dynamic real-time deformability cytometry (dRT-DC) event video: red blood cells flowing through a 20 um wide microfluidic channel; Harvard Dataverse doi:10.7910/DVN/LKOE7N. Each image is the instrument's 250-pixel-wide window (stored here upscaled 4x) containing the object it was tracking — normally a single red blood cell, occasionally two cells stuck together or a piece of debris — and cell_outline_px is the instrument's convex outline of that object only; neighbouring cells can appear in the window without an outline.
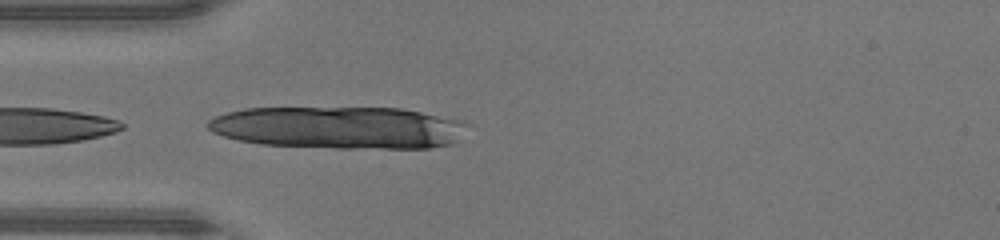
{"species": "human", "species_latin": "Homo sapiens", "temperature_condition": "warm", "stored_images_in_passage": 13, "camera_frame_rate_fps": 3000, "um_per_image_px": 0.085, "donor": {"sex": "male"}, "frame": {"image": 1, "passage_image": 13, "time_ms": 4.0, "image_size_px": [1000, 240], "cell_outline_px": [[464, 124], [456, 140], [452, 144], [428, 148], [336, 148], [260, 144], [240, 140], [224, 136], [212, 132], [204, 124], [208, 120], [216, 116], [228, 112], [244, 108], [400, 108], [464, 120]], "centroid_in_image_um": [28.74, 10.84], "position_along_channel_um": 56.3, "area_um2": 63.7}}